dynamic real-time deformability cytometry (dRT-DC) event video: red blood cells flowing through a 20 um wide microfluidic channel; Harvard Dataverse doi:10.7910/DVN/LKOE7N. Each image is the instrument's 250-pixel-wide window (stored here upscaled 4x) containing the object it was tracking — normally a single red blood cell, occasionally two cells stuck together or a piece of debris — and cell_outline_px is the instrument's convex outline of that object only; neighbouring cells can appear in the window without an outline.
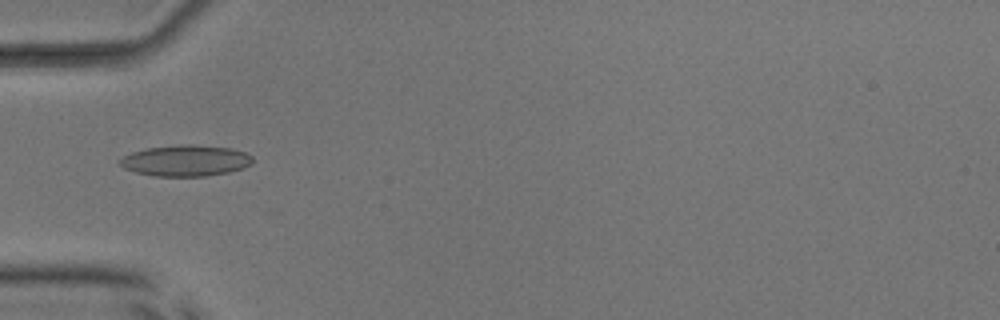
{"species": "common noctule bat (a hibernating species)", "species_latin": "Nyctalus noctula", "temperature_condition": "room temperature", "stored_images_in_passage": 36, "camera_frame_rate_fps": 3000, "um_per_image_px": 0.085, "animal": {"sex": "male", "body_mass_g": 17.9, "forearm_length_mm": 54.2}, "frame": {"image": 1, "passage_image": 1, "time_ms": 0.0, "image_size_px": [1000, 320], "cell_outline_px": [[252, 164], [244, 168], [228, 172], [204, 176], [156, 176], [136, 172], [124, 168], [120, 164], [120, 160], [124, 156], [132, 152], [148, 148], [180, 144], [192, 144], [232, 148], [244, 152], [252, 156]], "centroid_in_image_um": [15.81, 13.65], "position_along_channel_um": 69.2, "area_um2": 23.99}}
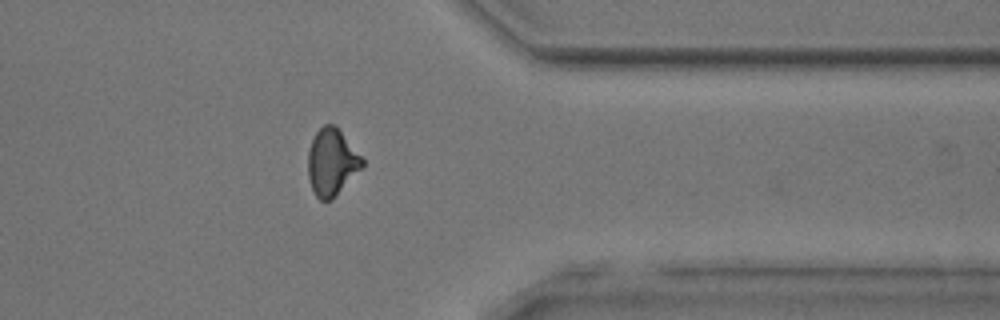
{"frame": {"image": 2, "passage_image": 26, "time_ms": 8.333, "image_size_px": [1000, 320], "cell_outline_px": [[364, 164], [332, 200], [320, 200], [316, 196], [312, 188], [308, 176], [308, 152], [312, 140], [316, 132], [324, 124], [336, 124], [364, 160]], "centroid_in_image_um": [28.19, 13.76], "position_along_channel_um": 383.2, "area_um2": 20.92}}
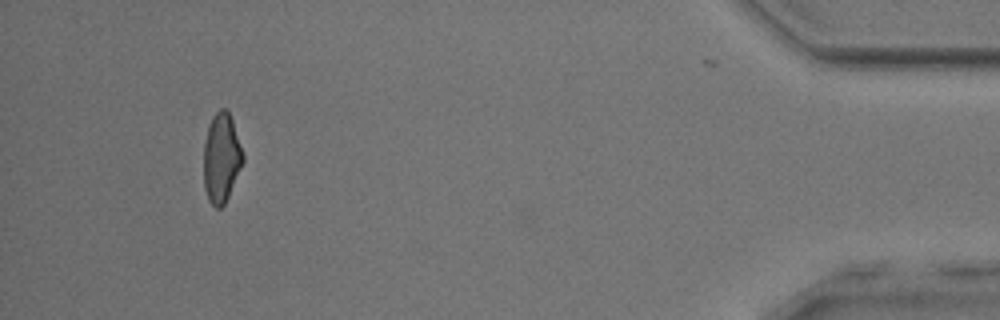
{"frame": {"image": 3, "passage_image": 33, "time_ms": 10.667, "image_size_px": [1000, 320], "cell_outline_px": [[244, 160], [228, 196], [224, 204], [220, 208], [216, 208], [208, 200], [204, 188], [204, 144], [208, 128], [212, 116], [220, 108], [224, 108], [228, 112], [232, 120], [244, 156]], "centroid_in_image_um": [18.81, 13.43], "position_along_channel_um": 416.4, "area_um2": 20.17}, "authors_computed_cell_mechanics": {"area_um2": 21.097, "velocity_mm_per_s": 3.882, "shape_relaxation_time_tau1_ms": 7.4234, "shape_relaxation_time_tau2_ms": 1.6824, "deformation_change_tau1": 0.184, "deformation_change_tau2": 0.08}}